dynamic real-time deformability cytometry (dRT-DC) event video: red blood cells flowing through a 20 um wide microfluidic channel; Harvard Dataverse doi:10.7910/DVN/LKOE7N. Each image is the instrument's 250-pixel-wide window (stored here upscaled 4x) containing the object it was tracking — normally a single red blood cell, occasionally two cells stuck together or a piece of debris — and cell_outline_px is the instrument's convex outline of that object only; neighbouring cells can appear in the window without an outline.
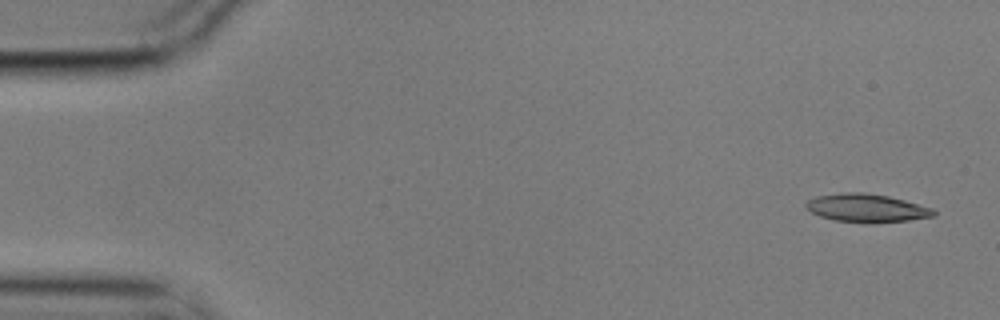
{"species": "common noctule bat (a hibernating species)", "species_latin": "Nyctalus noctula", "temperature_condition": "cold", "stored_images_in_passage": 5, "camera_frame_rate_fps": 3000, "um_per_image_px": 0.085, "animal": {"sex": "male", "body_mass_g": 17.9}, "frame": {"image": 1, "passage_image": 1, "time_ms": 0.0, "image_size_px": [1000, 320], "cell_outline_px": [[936, 216], [908, 220], [872, 224], [864, 224], [832, 220], [820, 216], [812, 212], [804, 204], [808, 200], [816, 196], [840, 192], [864, 192], [888, 196], [904, 200], [932, 208], [936, 212]], "centroid_in_image_um": [73.65, 17.7], "position_along_channel_um": 11.3, "area_um2": 21.33}}
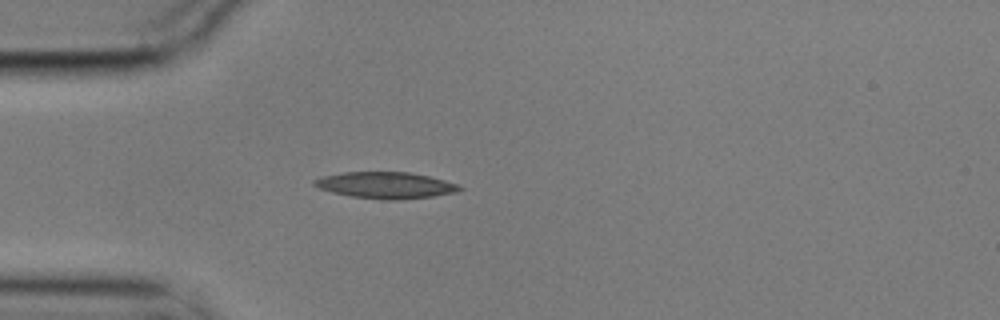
{"frame": {"image": 2, "passage_image": 5, "time_ms": 1.333, "image_size_px": [1000, 320], "cell_outline_px": [[464, 188], [456, 192], [432, 196], [400, 200], [380, 200], [352, 196], [332, 192], [320, 188], [312, 184], [312, 180], [324, 176], [344, 172], [408, 172], [428, 176], [460, 184]], "centroid_in_image_um": [32.8, 15.75], "position_along_channel_um": 52.2, "area_um2": 22.37}}